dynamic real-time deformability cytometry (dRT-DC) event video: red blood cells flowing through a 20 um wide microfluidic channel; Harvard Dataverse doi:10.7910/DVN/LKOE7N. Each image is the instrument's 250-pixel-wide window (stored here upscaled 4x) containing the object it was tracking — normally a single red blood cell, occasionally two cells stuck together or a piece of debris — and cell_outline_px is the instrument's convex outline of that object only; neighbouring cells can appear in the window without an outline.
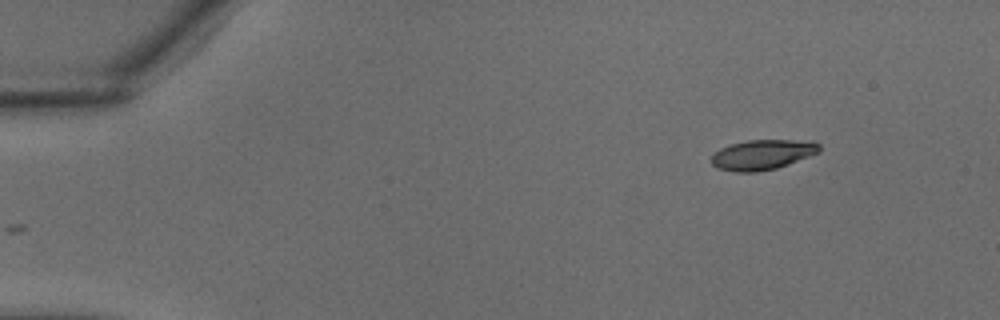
{"species": "common noctule bat (a hibernating species)", "species_latin": "Nyctalus noctula", "temperature_condition": "warm", "stored_images_in_passage": 33, "camera_frame_rate_fps": 3000, "um_per_image_px": 0.085, "animal": {"sex": "male", "body_mass_g": 18.8}, "frame": {"image": 1, "passage_image": 1, "time_ms": 0.0, "image_size_px": [1000, 320], "cell_outline_px": [[820, 152], [776, 168], [756, 172], [736, 172], [716, 168], [712, 164], [712, 156], [720, 148], [732, 144], [748, 140], [812, 140], [820, 144]], "centroid_in_image_um": [64.82, 13.14], "position_along_channel_um": 20.2, "area_um2": 18.84}}
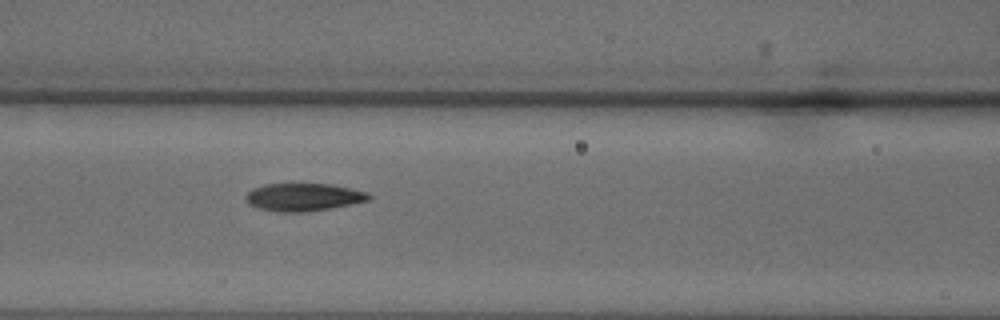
{"frame": {"image": 2, "passage_image": 13, "time_ms": 4.0, "image_size_px": [1000, 320], "cell_outline_px": [[372, 196], [368, 200], [308, 212], [280, 212], [260, 208], [248, 204], [244, 196], [252, 188], [264, 184], [328, 184], [368, 192]], "centroid_in_image_um": [25.74, 16.75], "position_along_channel_um": 140.9, "area_um2": 19.65}}
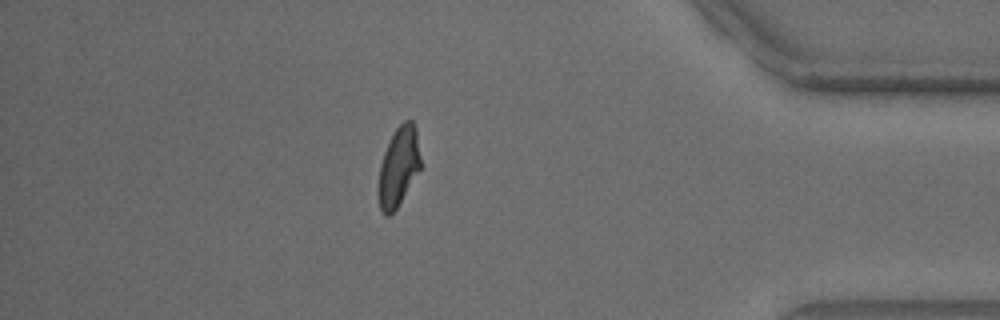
{"frame": {"image": 3, "passage_image": 29, "time_ms": 9.333, "image_size_px": [1000, 320], "cell_outline_px": [[420, 168], [396, 208], [388, 216], [384, 216], [380, 208], [380, 164], [384, 152], [396, 128], [404, 120], [412, 120], [416, 128], [420, 160]], "centroid_in_image_um": [33.89, 14.12], "position_along_channel_um": 401.3, "area_um2": 18.67}}